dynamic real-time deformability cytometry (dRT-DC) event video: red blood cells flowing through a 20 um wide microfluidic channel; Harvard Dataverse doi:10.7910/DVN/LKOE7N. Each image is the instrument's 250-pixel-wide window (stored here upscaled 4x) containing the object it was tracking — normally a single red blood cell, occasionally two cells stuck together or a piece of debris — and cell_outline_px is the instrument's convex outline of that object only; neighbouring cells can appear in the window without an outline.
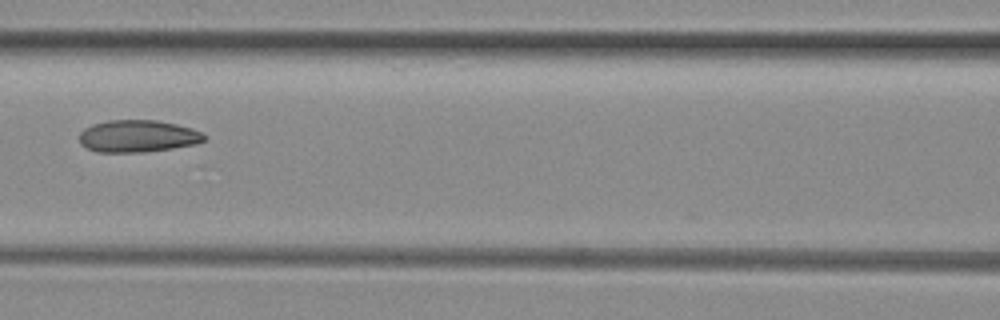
{"species": "common noctule bat (a hibernating species)", "species_latin": "Nyctalus noctula", "temperature_condition": "room temperature", "stored_images_in_passage": 6, "camera_frame_rate_fps": 3000, "um_per_image_px": 0.085, "animal": {"sex": "female", "body_mass_g": 29.2, "forearm_length_mm": 56.3}, "frame": {"image": 1, "passage_image": 6, "time_ms": 1.667, "image_size_px": [1000, 320], "cell_outline_px": [[204, 140], [196, 144], [172, 148], [144, 152], [96, 152], [80, 144], [80, 132], [84, 128], [92, 124], [108, 120], [156, 120], [176, 124], [192, 128], [200, 132], [204, 136]], "centroid_in_image_um": [11.68, 11.57], "position_along_channel_um": 154.9, "area_um2": 23.35}}